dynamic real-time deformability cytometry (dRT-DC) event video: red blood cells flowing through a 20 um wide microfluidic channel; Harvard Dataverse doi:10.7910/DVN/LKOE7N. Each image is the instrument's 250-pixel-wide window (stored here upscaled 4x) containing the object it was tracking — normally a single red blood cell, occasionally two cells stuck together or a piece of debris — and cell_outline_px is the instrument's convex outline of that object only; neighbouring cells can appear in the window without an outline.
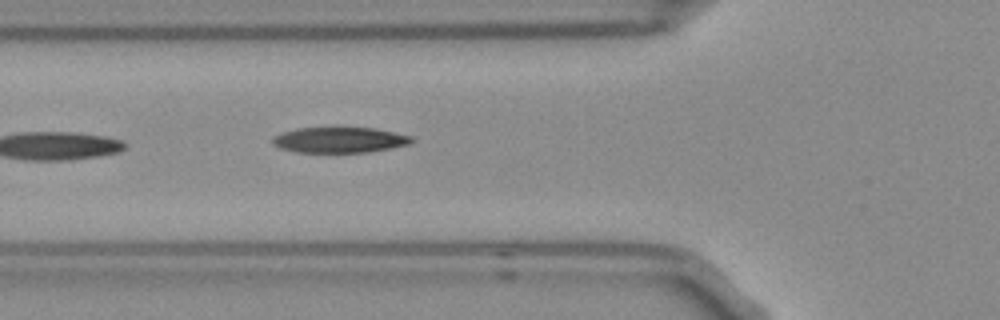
{"species": "Egyptian fruit bat (a non-hibernating species)", "species_latin": "Rousettus aegyptiacus", "temperature_condition": "room temperature", "stored_images_in_passage": 6, "segment_of_instrument_passage": [1, 2], "camera_frame_rate_fps": 3000, "um_per_image_px": 0.085, "frame": {"image": 1, "passage_image": 5, "time_ms": 1.333, "image_size_px": [1000, 320], "cell_outline_px": [[412, 140], [408, 144], [368, 152], [296, 152], [280, 148], [272, 144], [272, 136], [296, 128], [340, 124], [376, 128], [412, 136]], "centroid_in_image_um": [28.81, 11.83], "position_along_channel_um": 97.0, "area_um2": 21.68}}